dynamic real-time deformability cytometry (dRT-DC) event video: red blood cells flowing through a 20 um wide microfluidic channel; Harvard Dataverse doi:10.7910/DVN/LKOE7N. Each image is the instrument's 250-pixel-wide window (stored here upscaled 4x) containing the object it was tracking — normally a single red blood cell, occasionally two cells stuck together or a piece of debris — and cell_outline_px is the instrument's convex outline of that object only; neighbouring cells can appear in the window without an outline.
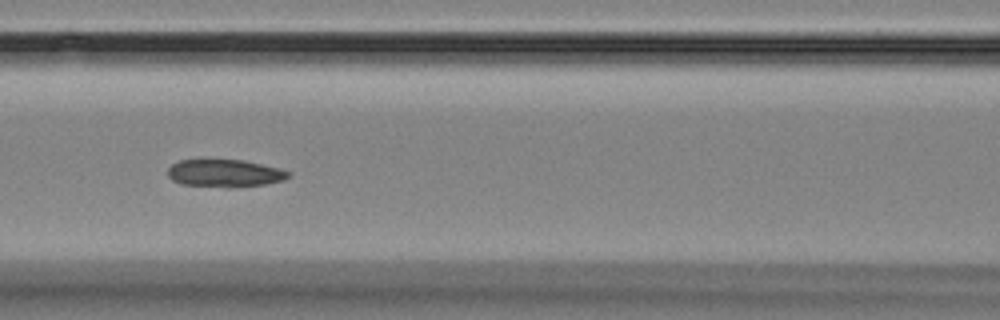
{"species": "Egyptian fruit bat (a non-hibernating species)", "species_latin": "Rousettus aegyptiacus", "temperature_condition": "room temperature", "stored_images_in_passage": 15, "camera_frame_rate_fps": 3000, "um_per_image_px": 0.085, "animal": {"sex": "female"}, "frame": {"image": 1, "passage_image": 7, "time_ms": 6.667, "image_size_px": [1000, 320], "cell_outline_px": [[292, 176], [284, 180], [264, 184], [224, 188], [180, 184], [172, 180], [168, 176], [168, 168], [172, 164], [180, 160], [200, 156], [204, 156], [244, 160], [280, 168], [292, 172]], "centroid_in_image_um": [19.06, 14.67], "position_along_channel_um": 147.5, "area_um2": 20.58}}
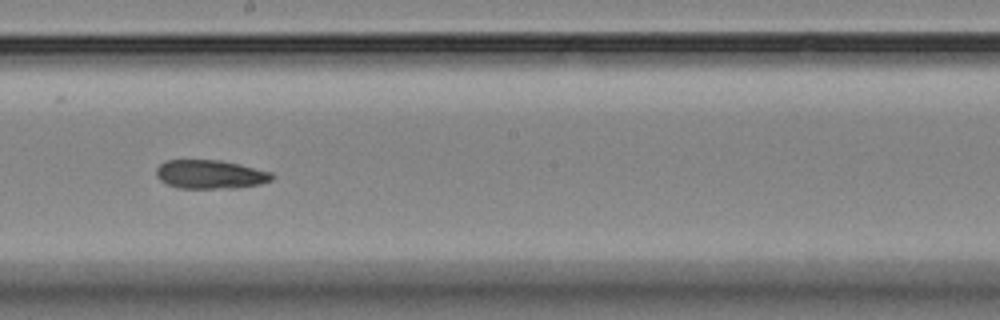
{"frame": {"image": 2, "passage_image": 9, "time_ms": 9.0, "image_size_px": [1000, 320], "cell_outline_px": [[276, 176], [272, 180], [260, 184], [236, 188], [176, 188], [160, 180], [156, 176], [156, 168], [164, 160], [220, 160], [240, 164], [272, 172]], "centroid_in_image_um": [17.88, 14.82], "position_along_channel_um": 230.3, "area_um2": 19.59}}
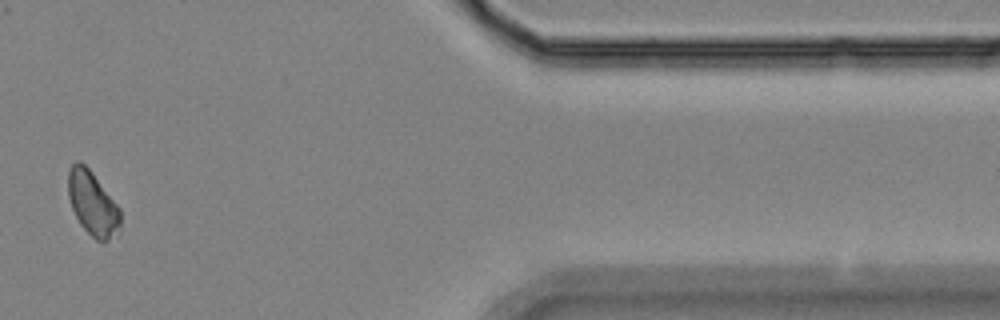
{"frame": {"image": 3, "passage_image": 14, "time_ms": 15.0, "image_size_px": [1000, 320], "cell_outline_px": [[120, 232], [104, 244], [96, 240], [80, 224], [72, 208], [68, 196], [68, 172], [72, 164], [76, 160], [80, 160], [92, 172], [120, 208]], "centroid_in_image_um": [7.88, 17.32], "position_along_channel_um": 403.5, "area_um2": 19.65}, "authors_computed_cell_mechanics": {"area_um2": 19.941, "velocity_mm_per_s": 3.5734, "shape_relaxation_time_tau1_ms": 7.1438, "shape_relaxation_time_tau2_ms": null, "deformation_change_tau1": 0.0873, "deformation_change_tau2": null}}